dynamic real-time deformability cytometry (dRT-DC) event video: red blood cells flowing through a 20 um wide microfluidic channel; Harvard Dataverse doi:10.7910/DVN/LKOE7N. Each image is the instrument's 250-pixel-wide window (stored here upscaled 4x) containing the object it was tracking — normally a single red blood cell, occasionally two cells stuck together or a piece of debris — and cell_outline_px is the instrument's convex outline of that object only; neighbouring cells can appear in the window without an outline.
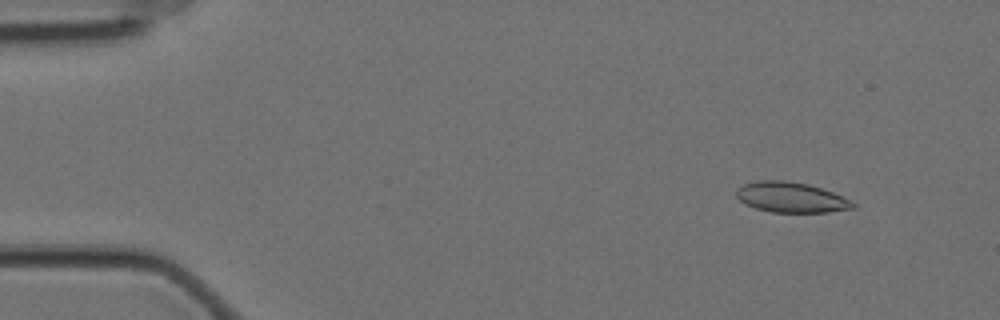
{"species": "Egyptian fruit bat (a non-hibernating species)", "species_latin": "Rousettus aegyptiacus", "temperature_condition": "cold", "stored_images_in_passage": 58, "camera_frame_rate_fps": 3000, "um_per_image_px": 0.085, "animal": {"sex": "female"}, "frame": {"image": 1, "passage_image": 6, "time_ms": 1.667, "image_size_px": [1000, 320], "cell_outline_px": [[856, 208], [828, 212], [772, 212], [756, 208], [744, 204], [736, 196], [736, 188], [744, 184], [756, 180], [784, 180], [808, 184], [832, 192], [852, 200], [856, 204]], "centroid_in_image_um": [67.23, 16.77], "position_along_channel_um": 17.8, "area_um2": 20.69}}
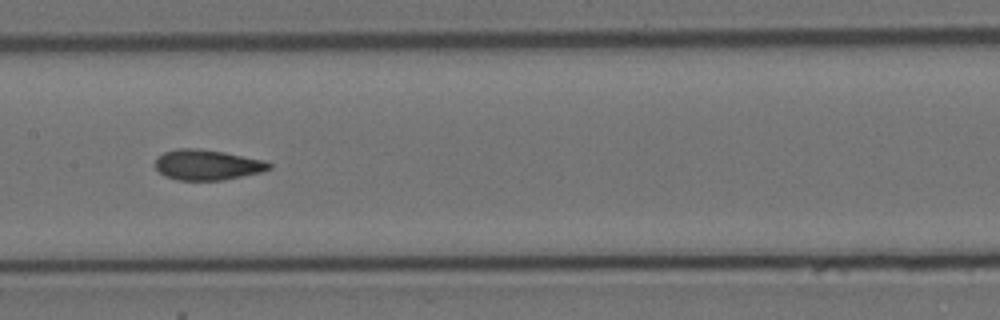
{"frame": {"image": 2, "passage_image": 29, "time_ms": 9.333, "image_size_px": [1000, 320], "cell_outline_px": [[272, 168], [260, 172], [220, 180], [176, 180], [164, 176], [156, 168], [156, 156], [164, 152], [176, 148], [200, 148], [224, 152], [264, 160], [272, 164]], "centroid_in_image_um": [17.58, 14.0], "position_along_channel_um": 189.8, "area_um2": 20.17}}
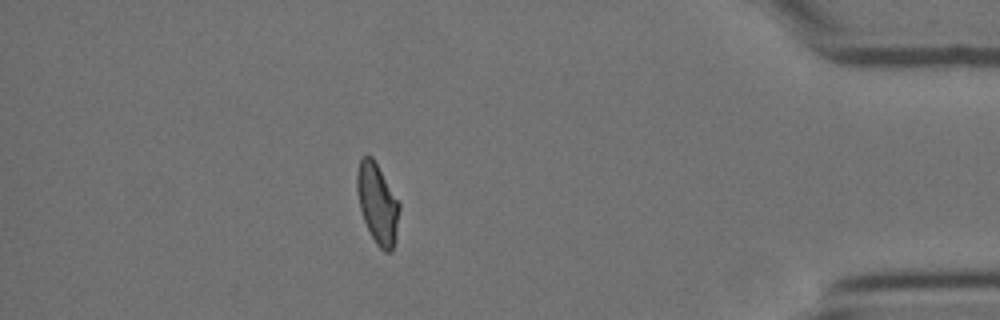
{"frame": {"image": 3, "passage_image": 51, "time_ms": 16.667, "image_size_px": [1000, 320], "cell_outline_px": [[400, 208], [396, 232], [392, 248], [388, 252], [384, 252], [376, 244], [364, 220], [360, 208], [356, 188], [356, 172], [360, 160], [364, 156], [372, 156], [400, 204]], "centroid_in_image_um": [32.06, 17.28], "position_along_channel_um": 403.1, "area_um2": 19.36}, "authors_computed_cell_mechanics": {"area_um2": 20.4034, "velocity_mm_per_s": 3.5007, "shape_relaxation_time_tau1_ms": 10.8565, "shape_relaxation_time_tau2_ms": 1.4614, "deformation_change_tau1": 0.196, "deformation_change_tau2": 0.0482}}